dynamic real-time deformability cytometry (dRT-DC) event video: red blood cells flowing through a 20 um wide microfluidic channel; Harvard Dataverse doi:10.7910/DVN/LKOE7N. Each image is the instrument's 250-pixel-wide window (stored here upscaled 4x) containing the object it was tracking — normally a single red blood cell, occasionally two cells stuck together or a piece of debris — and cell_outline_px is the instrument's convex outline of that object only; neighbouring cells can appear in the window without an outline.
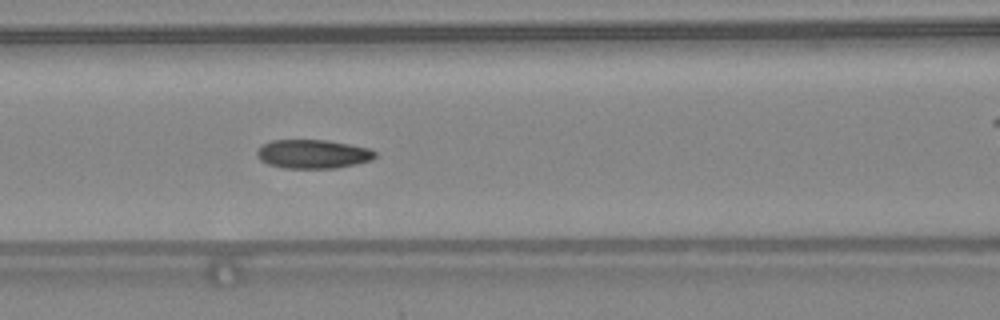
{"species": "common noctule bat (a hibernating species)", "species_latin": "Nyctalus noctula", "temperature_condition": "warm", "stored_images_in_passage": 49, "camera_frame_rate_fps": 3000, "um_per_image_px": 0.085, "animal": {"sex": "female", "body_mass_g": 24.6, "forearm_length_mm": 56.2}, "frame": {"image": 1, "passage_image": 22, "time_ms": 7.0, "image_size_px": [1000, 320], "cell_outline_px": [[376, 156], [372, 160], [356, 164], [336, 168], [284, 168], [268, 164], [260, 160], [256, 156], [256, 152], [264, 144], [272, 140], [324, 140], [348, 144], [368, 148], [376, 152]], "centroid_in_image_um": [26.59, 13.1], "position_along_channel_um": 140.0, "area_um2": 19.77}, "authors_computed_cell_mechanics": {"area_um2": 19.8832, "velocity_mm_per_s": 4.3905, "shape_relaxation_time_tau1_ms": null, "shape_relaxation_time_tau2_ms": 1.9552, "deformation_change_tau1": null, "deformation_change_tau2": 0.0787}}